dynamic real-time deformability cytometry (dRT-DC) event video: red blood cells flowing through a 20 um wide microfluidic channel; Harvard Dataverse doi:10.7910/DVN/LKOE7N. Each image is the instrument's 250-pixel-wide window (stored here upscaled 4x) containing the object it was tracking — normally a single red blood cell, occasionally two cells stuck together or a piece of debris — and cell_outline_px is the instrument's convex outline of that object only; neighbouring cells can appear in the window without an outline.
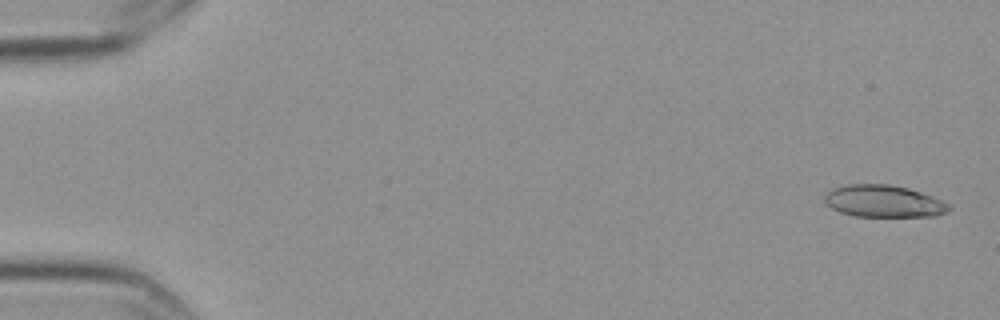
{"species": "Egyptian fruit bat (a non-hibernating species)", "species_latin": "Rousettus aegyptiacus", "temperature_condition": "cold", "stored_images_in_passage": 15, "camera_frame_rate_fps": 3000, "um_per_image_px": 0.085, "frame": {"image": 1, "passage_image": 1, "time_ms": 0.0, "image_size_px": [1000, 320], "cell_outline_px": [[952, 208], [948, 212], [936, 216], [856, 216], [840, 212], [832, 208], [824, 200], [824, 196], [832, 188], [848, 184], [888, 184], [908, 188], [932, 196], [948, 204]], "centroid_in_image_um": [75.12, 17.1], "position_along_channel_um": 9.9, "area_um2": 23.12}}
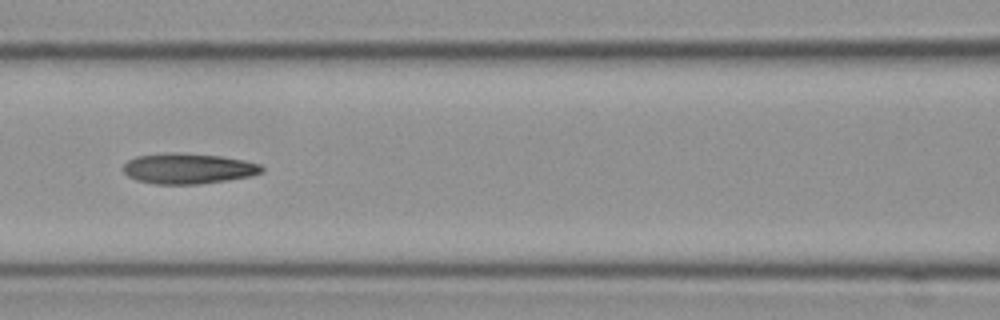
{"frame": {"image": 2, "passage_image": 7, "time_ms": 2.0, "image_size_px": [1000, 320], "cell_outline_px": [[264, 172], [248, 176], [200, 184], [156, 184], [136, 180], [128, 176], [124, 172], [124, 164], [128, 160], [136, 156], [168, 152], [176, 152], [220, 156], [244, 160], [260, 164], [264, 168]], "centroid_in_image_um": [15.97, 14.32], "position_along_channel_um": 150.6, "area_um2": 24.57}}
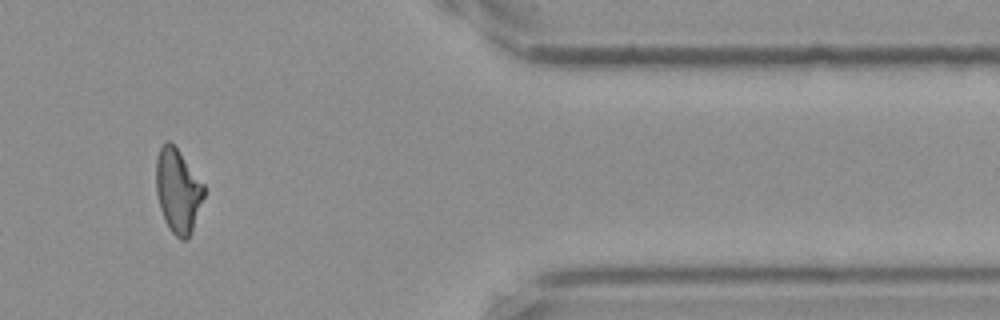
{"frame": {"image": 3, "passage_image": 13, "time_ms": 4.0, "image_size_px": [1000, 320], "cell_outline_px": [[204, 196], [192, 232], [184, 240], [180, 240], [168, 228], [164, 220], [160, 208], [156, 192], [156, 160], [160, 148], [168, 140], [176, 148], [204, 184]], "centroid_in_image_um": [15.11, 16.25], "position_along_channel_um": 396.3, "area_um2": 23.18}}